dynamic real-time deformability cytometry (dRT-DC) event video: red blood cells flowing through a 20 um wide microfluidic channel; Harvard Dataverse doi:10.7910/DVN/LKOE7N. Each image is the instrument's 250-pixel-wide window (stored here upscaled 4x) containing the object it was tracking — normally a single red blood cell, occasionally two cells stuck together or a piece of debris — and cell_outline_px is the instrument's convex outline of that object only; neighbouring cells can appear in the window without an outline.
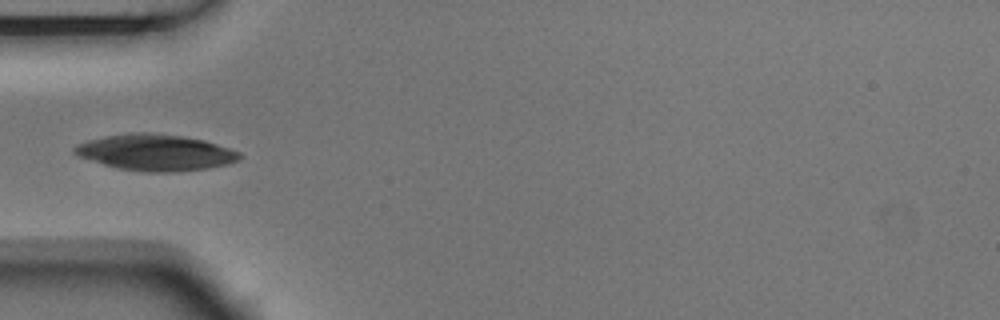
{"species": "Egyptian fruit bat (a non-hibernating species)", "species_latin": "Rousettus aegyptiacus", "temperature_condition": "room temperature", "stored_images_in_passage": 5, "camera_frame_rate_fps": 3000, "um_per_image_px": 0.085, "animal": {"sex": "male"}, "frame": {"image": 1, "passage_image": 5, "time_ms": 1.333, "image_size_px": [1000, 320], "cell_outline_px": [[244, 156], [240, 160], [228, 164], [208, 168], [172, 172], [144, 172], [116, 168], [80, 156], [72, 152], [72, 148], [76, 144], [88, 140], [108, 136], [136, 132], [144, 132], [180, 136], [204, 140], [240, 152]], "centroid_in_image_um": [13.24, 12.97], "position_along_channel_um": 71.8, "area_um2": 34.62}}